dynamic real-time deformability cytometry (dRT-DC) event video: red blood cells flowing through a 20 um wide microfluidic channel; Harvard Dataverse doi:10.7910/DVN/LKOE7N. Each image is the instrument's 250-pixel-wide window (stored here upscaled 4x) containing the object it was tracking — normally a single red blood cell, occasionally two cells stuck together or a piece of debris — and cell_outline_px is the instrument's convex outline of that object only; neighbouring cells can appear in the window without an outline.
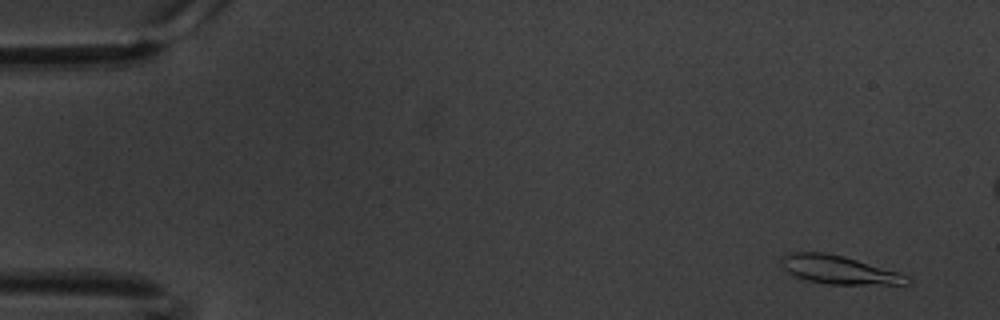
{"species": "common noctule bat (a hibernating species)", "species_latin": "Nyctalus noctula", "temperature_condition": "warm", "stored_images_in_passage": 62, "camera_frame_rate_fps": 3000, "um_per_image_px": 0.085, "animal": {"sex": "male", "body_mass_g": 20.1, "forearm_length_mm": 53.5}, "frame": {"image": 1, "passage_image": 4, "time_ms": 1.0, "image_size_px": [1000, 320], "cell_outline_px": [[912, 280], [908, 284], [828, 284], [808, 280], [796, 276], [788, 272], [780, 264], [780, 260], [784, 256], [792, 252], [824, 252], [844, 256], [900, 272], [908, 276]], "centroid_in_image_um": [71.33, 22.93], "position_along_channel_um": 13.7, "area_um2": 20.69}}
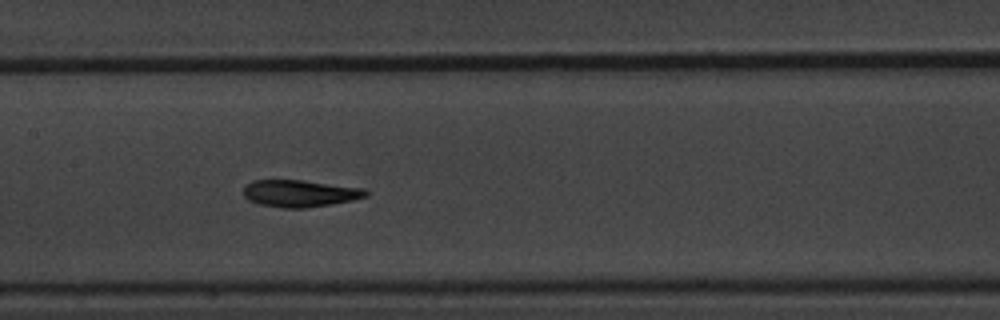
{"frame": {"image": 2, "passage_image": 30, "time_ms": 9.667, "image_size_px": [1000, 320], "cell_outline_px": [[368, 196], [352, 200], [332, 204], [304, 208], [280, 208], [260, 204], [248, 200], [244, 196], [244, 184], [252, 180], [304, 180], [364, 188], [368, 192]], "centroid_in_image_um": [25.48, 16.43], "position_along_channel_um": 181.9, "area_um2": 19.42}}
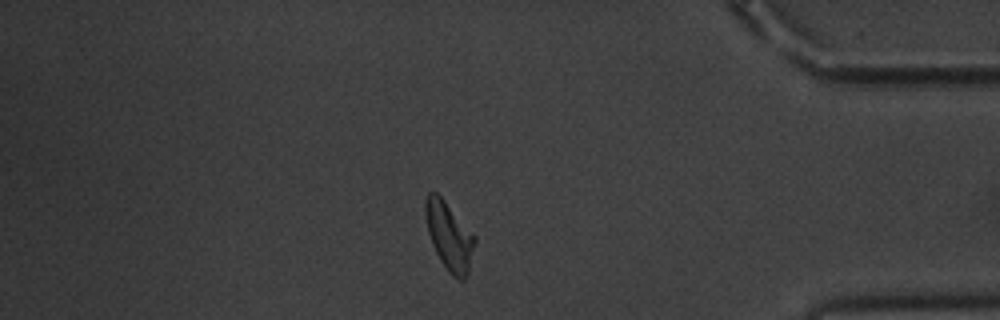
{"frame": {"image": 3, "passage_image": 52, "time_ms": 17.0, "image_size_px": [1000, 320], "cell_outline_px": [[476, 240], [468, 276], [464, 280], [460, 280], [452, 276], [440, 260], [432, 244], [428, 232], [424, 216], [424, 200], [428, 192], [436, 192], [444, 200], [476, 236]], "centroid_in_image_um": [38.18, 20.07], "position_along_channel_um": 397.0, "area_um2": 19.77}, "authors_computed_cell_mechanics": {"area_um2": 19.0451, "velocity_mm_per_s": 3.3488, "shape_relaxation_time_tau1_ms": 2.7602, "shape_relaxation_time_tau2_ms": 2.5381, "deformation_change_tau1": 0.165, "deformation_change_tau2": 0.1059}}